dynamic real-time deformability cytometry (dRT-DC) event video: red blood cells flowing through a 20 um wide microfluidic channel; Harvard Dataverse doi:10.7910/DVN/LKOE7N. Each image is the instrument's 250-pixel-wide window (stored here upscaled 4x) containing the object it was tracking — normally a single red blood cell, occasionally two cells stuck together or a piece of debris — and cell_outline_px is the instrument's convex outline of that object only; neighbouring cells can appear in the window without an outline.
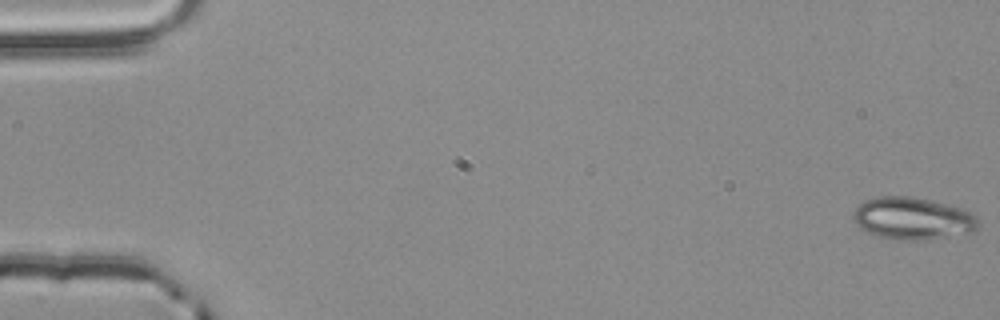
{"species": "common noctule bat (a hibernating species)", "species_latin": "Nyctalus noctula", "temperature_condition": "room temperature", "stored_images_in_passage": 3, "camera_frame_rate_fps": 3000, "um_per_image_px": 0.085, "animal": {"sex": "male", "body_mass_g": 20.4}, "frame": {"image": 1, "passage_image": 1, "time_ms": 0.0, "image_size_px": [1000, 320], "cell_outline_px": [[976, 228], [972, 232], [928, 240], [904, 240], [876, 236], [860, 228], [856, 224], [852, 216], [852, 212], [864, 200], [880, 196], [908, 196], [928, 200], [964, 208], [972, 212], [976, 220]], "centroid_in_image_um": [77.54, 18.57], "position_along_channel_um": 7.5, "area_um2": 30.69}}